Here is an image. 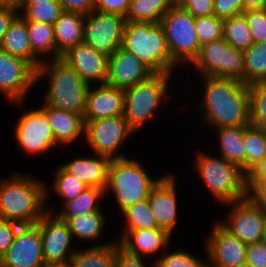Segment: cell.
<instances>
[{"instance_id":"obj_1","label":"cell","mask_w":266,"mask_h":267,"mask_svg":"<svg viewBox=\"0 0 266 267\" xmlns=\"http://www.w3.org/2000/svg\"><path fill=\"white\" fill-rule=\"evenodd\" d=\"M205 91L199 107L204 121L216 129L248 126L250 122L249 86L233 78L203 77Z\"/></svg>"},{"instance_id":"obj_2","label":"cell","mask_w":266,"mask_h":267,"mask_svg":"<svg viewBox=\"0 0 266 267\" xmlns=\"http://www.w3.org/2000/svg\"><path fill=\"white\" fill-rule=\"evenodd\" d=\"M8 177L0 182V219L36 224L47 212L44 202L49 191L45 182L18 173Z\"/></svg>"},{"instance_id":"obj_3","label":"cell","mask_w":266,"mask_h":267,"mask_svg":"<svg viewBox=\"0 0 266 267\" xmlns=\"http://www.w3.org/2000/svg\"><path fill=\"white\" fill-rule=\"evenodd\" d=\"M44 60L36 70V81L49 76L48 90L44 103L58 110H64L84 117L85 102L89 85L62 58Z\"/></svg>"},{"instance_id":"obj_4","label":"cell","mask_w":266,"mask_h":267,"mask_svg":"<svg viewBox=\"0 0 266 267\" xmlns=\"http://www.w3.org/2000/svg\"><path fill=\"white\" fill-rule=\"evenodd\" d=\"M154 73L172 74L178 65L171 56L161 23L127 21L122 46Z\"/></svg>"},{"instance_id":"obj_5","label":"cell","mask_w":266,"mask_h":267,"mask_svg":"<svg viewBox=\"0 0 266 267\" xmlns=\"http://www.w3.org/2000/svg\"><path fill=\"white\" fill-rule=\"evenodd\" d=\"M196 169L208 190L221 204L246 198V175L242 170L222 156L211 157L197 151Z\"/></svg>"},{"instance_id":"obj_6","label":"cell","mask_w":266,"mask_h":267,"mask_svg":"<svg viewBox=\"0 0 266 267\" xmlns=\"http://www.w3.org/2000/svg\"><path fill=\"white\" fill-rule=\"evenodd\" d=\"M149 176L136 160L125 158L113 159L109 168L108 183L105 193L110 189L120 211L137 202L148 199L153 187L160 181Z\"/></svg>"},{"instance_id":"obj_7","label":"cell","mask_w":266,"mask_h":267,"mask_svg":"<svg viewBox=\"0 0 266 267\" xmlns=\"http://www.w3.org/2000/svg\"><path fill=\"white\" fill-rule=\"evenodd\" d=\"M172 74L154 73L144 81L124 90V118L136 132L150 120L168 96Z\"/></svg>"},{"instance_id":"obj_8","label":"cell","mask_w":266,"mask_h":267,"mask_svg":"<svg viewBox=\"0 0 266 267\" xmlns=\"http://www.w3.org/2000/svg\"><path fill=\"white\" fill-rule=\"evenodd\" d=\"M161 25L171 52L178 64L192 63L197 57L200 44L195 31V17L176 3L162 18Z\"/></svg>"},{"instance_id":"obj_9","label":"cell","mask_w":266,"mask_h":267,"mask_svg":"<svg viewBox=\"0 0 266 267\" xmlns=\"http://www.w3.org/2000/svg\"><path fill=\"white\" fill-rule=\"evenodd\" d=\"M244 51L232 47L223 38L200 47L191 63L202 77L233 78L243 82Z\"/></svg>"},{"instance_id":"obj_10","label":"cell","mask_w":266,"mask_h":267,"mask_svg":"<svg viewBox=\"0 0 266 267\" xmlns=\"http://www.w3.org/2000/svg\"><path fill=\"white\" fill-rule=\"evenodd\" d=\"M126 22L123 16L94 9L85 15L83 42L111 56L122 46Z\"/></svg>"},{"instance_id":"obj_11","label":"cell","mask_w":266,"mask_h":267,"mask_svg":"<svg viewBox=\"0 0 266 267\" xmlns=\"http://www.w3.org/2000/svg\"><path fill=\"white\" fill-rule=\"evenodd\" d=\"M84 122V136L93 152L112 159L125 158L123 154H118L119 148L134 131L124 115Z\"/></svg>"},{"instance_id":"obj_12","label":"cell","mask_w":266,"mask_h":267,"mask_svg":"<svg viewBox=\"0 0 266 267\" xmlns=\"http://www.w3.org/2000/svg\"><path fill=\"white\" fill-rule=\"evenodd\" d=\"M36 82V69L29 62L0 48V92L9 102L24 106Z\"/></svg>"},{"instance_id":"obj_13","label":"cell","mask_w":266,"mask_h":267,"mask_svg":"<svg viewBox=\"0 0 266 267\" xmlns=\"http://www.w3.org/2000/svg\"><path fill=\"white\" fill-rule=\"evenodd\" d=\"M231 206L228 218L219 224L230 234L246 245L265 239L263 208L252 203L247 197L233 203L223 204Z\"/></svg>"},{"instance_id":"obj_14","label":"cell","mask_w":266,"mask_h":267,"mask_svg":"<svg viewBox=\"0 0 266 267\" xmlns=\"http://www.w3.org/2000/svg\"><path fill=\"white\" fill-rule=\"evenodd\" d=\"M53 214L55 212H48L47 210L37 222L41 235L44 262L45 264H68L76 251V248L74 250L70 246L72 234L68 224Z\"/></svg>"},{"instance_id":"obj_15","label":"cell","mask_w":266,"mask_h":267,"mask_svg":"<svg viewBox=\"0 0 266 267\" xmlns=\"http://www.w3.org/2000/svg\"><path fill=\"white\" fill-rule=\"evenodd\" d=\"M14 131L19 147L28 154H42L57 146L47 116L40 108L24 112Z\"/></svg>"},{"instance_id":"obj_16","label":"cell","mask_w":266,"mask_h":267,"mask_svg":"<svg viewBox=\"0 0 266 267\" xmlns=\"http://www.w3.org/2000/svg\"><path fill=\"white\" fill-rule=\"evenodd\" d=\"M45 265L38 224L20 225L0 267H43Z\"/></svg>"},{"instance_id":"obj_17","label":"cell","mask_w":266,"mask_h":267,"mask_svg":"<svg viewBox=\"0 0 266 267\" xmlns=\"http://www.w3.org/2000/svg\"><path fill=\"white\" fill-rule=\"evenodd\" d=\"M152 74L154 72L135 54L119 47L108 58L106 84L126 90Z\"/></svg>"},{"instance_id":"obj_18","label":"cell","mask_w":266,"mask_h":267,"mask_svg":"<svg viewBox=\"0 0 266 267\" xmlns=\"http://www.w3.org/2000/svg\"><path fill=\"white\" fill-rule=\"evenodd\" d=\"M207 237L209 267H238L246 261L247 245L225 230L219 222Z\"/></svg>"},{"instance_id":"obj_19","label":"cell","mask_w":266,"mask_h":267,"mask_svg":"<svg viewBox=\"0 0 266 267\" xmlns=\"http://www.w3.org/2000/svg\"><path fill=\"white\" fill-rule=\"evenodd\" d=\"M90 86L91 81L105 84L109 56L98 52L92 46L82 42L71 47L62 57Z\"/></svg>"},{"instance_id":"obj_20","label":"cell","mask_w":266,"mask_h":267,"mask_svg":"<svg viewBox=\"0 0 266 267\" xmlns=\"http://www.w3.org/2000/svg\"><path fill=\"white\" fill-rule=\"evenodd\" d=\"M175 178L167 174L149 193L148 202L157 223V228L167 231L170 235L177 224V195Z\"/></svg>"},{"instance_id":"obj_21","label":"cell","mask_w":266,"mask_h":267,"mask_svg":"<svg viewBox=\"0 0 266 267\" xmlns=\"http://www.w3.org/2000/svg\"><path fill=\"white\" fill-rule=\"evenodd\" d=\"M92 89L90 85L85 102L84 121L123 115L124 90L108 84Z\"/></svg>"},{"instance_id":"obj_22","label":"cell","mask_w":266,"mask_h":267,"mask_svg":"<svg viewBox=\"0 0 266 267\" xmlns=\"http://www.w3.org/2000/svg\"><path fill=\"white\" fill-rule=\"evenodd\" d=\"M118 241L120 247L135 256L156 255L170 242V235L161 228L124 230ZM165 247V248H164Z\"/></svg>"},{"instance_id":"obj_23","label":"cell","mask_w":266,"mask_h":267,"mask_svg":"<svg viewBox=\"0 0 266 267\" xmlns=\"http://www.w3.org/2000/svg\"><path fill=\"white\" fill-rule=\"evenodd\" d=\"M93 157H76L60 165L66 172L83 181L88 187L106 189L112 158L94 153Z\"/></svg>"},{"instance_id":"obj_24","label":"cell","mask_w":266,"mask_h":267,"mask_svg":"<svg viewBox=\"0 0 266 267\" xmlns=\"http://www.w3.org/2000/svg\"><path fill=\"white\" fill-rule=\"evenodd\" d=\"M40 109L47 116L56 145H69L85 135V122L81 114L58 110L45 103Z\"/></svg>"},{"instance_id":"obj_25","label":"cell","mask_w":266,"mask_h":267,"mask_svg":"<svg viewBox=\"0 0 266 267\" xmlns=\"http://www.w3.org/2000/svg\"><path fill=\"white\" fill-rule=\"evenodd\" d=\"M85 15L63 10L53 24L57 59L71 47L83 42Z\"/></svg>"},{"instance_id":"obj_26","label":"cell","mask_w":266,"mask_h":267,"mask_svg":"<svg viewBox=\"0 0 266 267\" xmlns=\"http://www.w3.org/2000/svg\"><path fill=\"white\" fill-rule=\"evenodd\" d=\"M0 48L12 56L29 62L36 70L42 63L33 53L30 45L27 22L18 15L10 24Z\"/></svg>"},{"instance_id":"obj_27","label":"cell","mask_w":266,"mask_h":267,"mask_svg":"<svg viewBox=\"0 0 266 267\" xmlns=\"http://www.w3.org/2000/svg\"><path fill=\"white\" fill-rule=\"evenodd\" d=\"M216 131L220 156L237 165L245 174L244 126L221 127Z\"/></svg>"},{"instance_id":"obj_28","label":"cell","mask_w":266,"mask_h":267,"mask_svg":"<svg viewBox=\"0 0 266 267\" xmlns=\"http://www.w3.org/2000/svg\"><path fill=\"white\" fill-rule=\"evenodd\" d=\"M118 241L76 250L70 258V267H115Z\"/></svg>"},{"instance_id":"obj_29","label":"cell","mask_w":266,"mask_h":267,"mask_svg":"<svg viewBox=\"0 0 266 267\" xmlns=\"http://www.w3.org/2000/svg\"><path fill=\"white\" fill-rule=\"evenodd\" d=\"M177 3L176 0H131L126 21L160 23L161 18Z\"/></svg>"},{"instance_id":"obj_30","label":"cell","mask_w":266,"mask_h":267,"mask_svg":"<svg viewBox=\"0 0 266 267\" xmlns=\"http://www.w3.org/2000/svg\"><path fill=\"white\" fill-rule=\"evenodd\" d=\"M105 190L98 187H87L74 200L64 203V208L55 214L58 218H75L81 215L100 211V199L104 197Z\"/></svg>"},{"instance_id":"obj_31","label":"cell","mask_w":266,"mask_h":267,"mask_svg":"<svg viewBox=\"0 0 266 267\" xmlns=\"http://www.w3.org/2000/svg\"><path fill=\"white\" fill-rule=\"evenodd\" d=\"M27 22V30L32 48V53L43 62L44 55H52L53 59H57V48L54 39L53 25L42 22ZM42 56V57H39Z\"/></svg>"},{"instance_id":"obj_32","label":"cell","mask_w":266,"mask_h":267,"mask_svg":"<svg viewBox=\"0 0 266 267\" xmlns=\"http://www.w3.org/2000/svg\"><path fill=\"white\" fill-rule=\"evenodd\" d=\"M243 83H266V41L254 43L244 51Z\"/></svg>"},{"instance_id":"obj_33","label":"cell","mask_w":266,"mask_h":267,"mask_svg":"<svg viewBox=\"0 0 266 267\" xmlns=\"http://www.w3.org/2000/svg\"><path fill=\"white\" fill-rule=\"evenodd\" d=\"M68 224L72 237L94 241L101 236L105 225V218L100 211L81 215L75 218H59Z\"/></svg>"},{"instance_id":"obj_34","label":"cell","mask_w":266,"mask_h":267,"mask_svg":"<svg viewBox=\"0 0 266 267\" xmlns=\"http://www.w3.org/2000/svg\"><path fill=\"white\" fill-rule=\"evenodd\" d=\"M245 175L266 156V131L251 123L244 126Z\"/></svg>"},{"instance_id":"obj_35","label":"cell","mask_w":266,"mask_h":267,"mask_svg":"<svg viewBox=\"0 0 266 267\" xmlns=\"http://www.w3.org/2000/svg\"><path fill=\"white\" fill-rule=\"evenodd\" d=\"M223 39L241 51L247 50L254 44L249 24L243 14L223 20Z\"/></svg>"},{"instance_id":"obj_36","label":"cell","mask_w":266,"mask_h":267,"mask_svg":"<svg viewBox=\"0 0 266 267\" xmlns=\"http://www.w3.org/2000/svg\"><path fill=\"white\" fill-rule=\"evenodd\" d=\"M19 15L25 21L42 22L53 25L63 11L59 1L43 3H21Z\"/></svg>"},{"instance_id":"obj_37","label":"cell","mask_w":266,"mask_h":267,"mask_svg":"<svg viewBox=\"0 0 266 267\" xmlns=\"http://www.w3.org/2000/svg\"><path fill=\"white\" fill-rule=\"evenodd\" d=\"M126 219L124 230L153 229L157 228L154 215L147 200L135 203L121 212Z\"/></svg>"},{"instance_id":"obj_38","label":"cell","mask_w":266,"mask_h":267,"mask_svg":"<svg viewBox=\"0 0 266 267\" xmlns=\"http://www.w3.org/2000/svg\"><path fill=\"white\" fill-rule=\"evenodd\" d=\"M56 178L52 185L54 192L62 198L63 203L74 200L88 186L77 177L66 172L61 166L56 168Z\"/></svg>"},{"instance_id":"obj_39","label":"cell","mask_w":266,"mask_h":267,"mask_svg":"<svg viewBox=\"0 0 266 267\" xmlns=\"http://www.w3.org/2000/svg\"><path fill=\"white\" fill-rule=\"evenodd\" d=\"M250 122L252 125L266 131V83H256L249 86Z\"/></svg>"},{"instance_id":"obj_40","label":"cell","mask_w":266,"mask_h":267,"mask_svg":"<svg viewBox=\"0 0 266 267\" xmlns=\"http://www.w3.org/2000/svg\"><path fill=\"white\" fill-rule=\"evenodd\" d=\"M194 28L200 47L223 38V19L217 18L215 15L195 18Z\"/></svg>"},{"instance_id":"obj_41","label":"cell","mask_w":266,"mask_h":267,"mask_svg":"<svg viewBox=\"0 0 266 267\" xmlns=\"http://www.w3.org/2000/svg\"><path fill=\"white\" fill-rule=\"evenodd\" d=\"M200 259L188 251L177 250L155 259L153 267H209V263Z\"/></svg>"},{"instance_id":"obj_42","label":"cell","mask_w":266,"mask_h":267,"mask_svg":"<svg viewBox=\"0 0 266 267\" xmlns=\"http://www.w3.org/2000/svg\"><path fill=\"white\" fill-rule=\"evenodd\" d=\"M254 43L266 41V9H248L243 11Z\"/></svg>"},{"instance_id":"obj_43","label":"cell","mask_w":266,"mask_h":267,"mask_svg":"<svg viewBox=\"0 0 266 267\" xmlns=\"http://www.w3.org/2000/svg\"><path fill=\"white\" fill-rule=\"evenodd\" d=\"M246 197L266 209V177H246Z\"/></svg>"},{"instance_id":"obj_44","label":"cell","mask_w":266,"mask_h":267,"mask_svg":"<svg viewBox=\"0 0 266 267\" xmlns=\"http://www.w3.org/2000/svg\"><path fill=\"white\" fill-rule=\"evenodd\" d=\"M243 11V0H214L213 2V15L223 20L243 14Z\"/></svg>"},{"instance_id":"obj_45","label":"cell","mask_w":266,"mask_h":267,"mask_svg":"<svg viewBox=\"0 0 266 267\" xmlns=\"http://www.w3.org/2000/svg\"><path fill=\"white\" fill-rule=\"evenodd\" d=\"M19 223L0 219V260L13 244Z\"/></svg>"},{"instance_id":"obj_46","label":"cell","mask_w":266,"mask_h":267,"mask_svg":"<svg viewBox=\"0 0 266 267\" xmlns=\"http://www.w3.org/2000/svg\"><path fill=\"white\" fill-rule=\"evenodd\" d=\"M214 0H178L186 11H188L195 18L202 16L213 15Z\"/></svg>"},{"instance_id":"obj_47","label":"cell","mask_w":266,"mask_h":267,"mask_svg":"<svg viewBox=\"0 0 266 267\" xmlns=\"http://www.w3.org/2000/svg\"><path fill=\"white\" fill-rule=\"evenodd\" d=\"M246 262L254 267H266V239L247 245Z\"/></svg>"},{"instance_id":"obj_48","label":"cell","mask_w":266,"mask_h":267,"mask_svg":"<svg viewBox=\"0 0 266 267\" xmlns=\"http://www.w3.org/2000/svg\"><path fill=\"white\" fill-rule=\"evenodd\" d=\"M131 0H96L95 10L125 17Z\"/></svg>"},{"instance_id":"obj_49","label":"cell","mask_w":266,"mask_h":267,"mask_svg":"<svg viewBox=\"0 0 266 267\" xmlns=\"http://www.w3.org/2000/svg\"><path fill=\"white\" fill-rule=\"evenodd\" d=\"M142 258L144 257L129 254L119 244L116 246L115 267H148Z\"/></svg>"},{"instance_id":"obj_50","label":"cell","mask_w":266,"mask_h":267,"mask_svg":"<svg viewBox=\"0 0 266 267\" xmlns=\"http://www.w3.org/2000/svg\"><path fill=\"white\" fill-rule=\"evenodd\" d=\"M65 11L79 12L87 15L95 9L96 0H58Z\"/></svg>"},{"instance_id":"obj_51","label":"cell","mask_w":266,"mask_h":267,"mask_svg":"<svg viewBox=\"0 0 266 267\" xmlns=\"http://www.w3.org/2000/svg\"><path fill=\"white\" fill-rule=\"evenodd\" d=\"M18 15L19 12L15 9L0 7V44L10 24Z\"/></svg>"},{"instance_id":"obj_52","label":"cell","mask_w":266,"mask_h":267,"mask_svg":"<svg viewBox=\"0 0 266 267\" xmlns=\"http://www.w3.org/2000/svg\"><path fill=\"white\" fill-rule=\"evenodd\" d=\"M246 177H266V156L246 174Z\"/></svg>"},{"instance_id":"obj_53","label":"cell","mask_w":266,"mask_h":267,"mask_svg":"<svg viewBox=\"0 0 266 267\" xmlns=\"http://www.w3.org/2000/svg\"><path fill=\"white\" fill-rule=\"evenodd\" d=\"M244 11L248 9H266V0H243Z\"/></svg>"},{"instance_id":"obj_54","label":"cell","mask_w":266,"mask_h":267,"mask_svg":"<svg viewBox=\"0 0 266 267\" xmlns=\"http://www.w3.org/2000/svg\"><path fill=\"white\" fill-rule=\"evenodd\" d=\"M22 0H0V7H8L20 12Z\"/></svg>"},{"instance_id":"obj_55","label":"cell","mask_w":266,"mask_h":267,"mask_svg":"<svg viewBox=\"0 0 266 267\" xmlns=\"http://www.w3.org/2000/svg\"><path fill=\"white\" fill-rule=\"evenodd\" d=\"M49 1H58V0H22V3H43Z\"/></svg>"},{"instance_id":"obj_56","label":"cell","mask_w":266,"mask_h":267,"mask_svg":"<svg viewBox=\"0 0 266 267\" xmlns=\"http://www.w3.org/2000/svg\"><path fill=\"white\" fill-rule=\"evenodd\" d=\"M43 267H70L69 264H45Z\"/></svg>"},{"instance_id":"obj_57","label":"cell","mask_w":266,"mask_h":267,"mask_svg":"<svg viewBox=\"0 0 266 267\" xmlns=\"http://www.w3.org/2000/svg\"><path fill=\"white\" fill-rule=\"evenodd\" d=\"M264 236L266 239V209H263Z\"/></svg>"},{"instance_id":"obj_58","label":"cell","mask_w":266,"mask_h":267,"mask_svg":"<svg viewBox=\"0 0 266 267\" xmlns=\"http://www.w3.org/2000/svg\"><path fill=\"white\" fill-rule=\"evenodd\" d=\"M238 267H254V266H252L251 264L245 261L243 264L239 265Z\"/></svg>"}]
</instances>
